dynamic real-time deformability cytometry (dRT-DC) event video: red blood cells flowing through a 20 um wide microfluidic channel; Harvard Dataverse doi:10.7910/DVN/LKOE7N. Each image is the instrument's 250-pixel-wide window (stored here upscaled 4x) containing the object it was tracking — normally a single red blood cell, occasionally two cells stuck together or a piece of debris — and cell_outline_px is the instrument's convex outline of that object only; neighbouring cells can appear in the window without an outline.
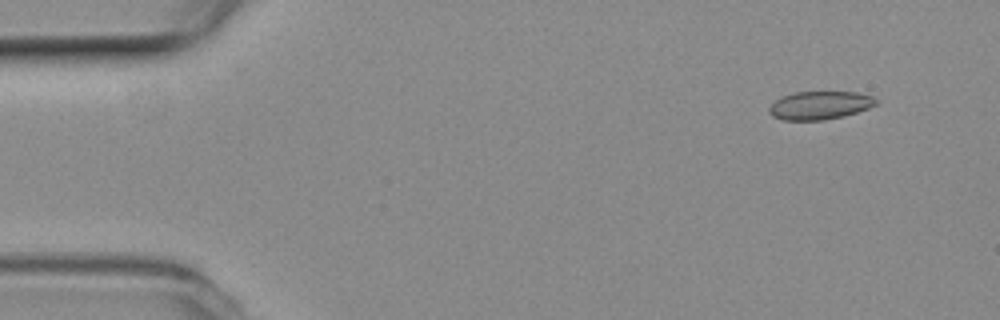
{"species": "common noctule bat (a hibernating species)", "species_latin": "Nyctalus noctula", "temperature_condition": "room temperature", "stored_images_in_passage": 54, "camera_frame_rate_fps": 3000, "um_per_image_px": 0.085, "animal": {"sex": "female", "body_mass_g": 19.3, "forearm_length_mm": 54.1}, "frame": {"image": 1, "passage_image": 5, "time_ms": 1.333, "image_size_px": [1000, 320], "cell_outline_px": [[876, 104], [868, 108], [844, 116], [824, 120], [780, 120], [772, 116], [768, 112], [768, 108], [780, 96], [796, 92], [856, 92], [872, 96], [876, 100]], "centroid_in_image_um": [69.63, 8.96], "position_along_channel_um": 15.4, "area_um2": 17.57}}
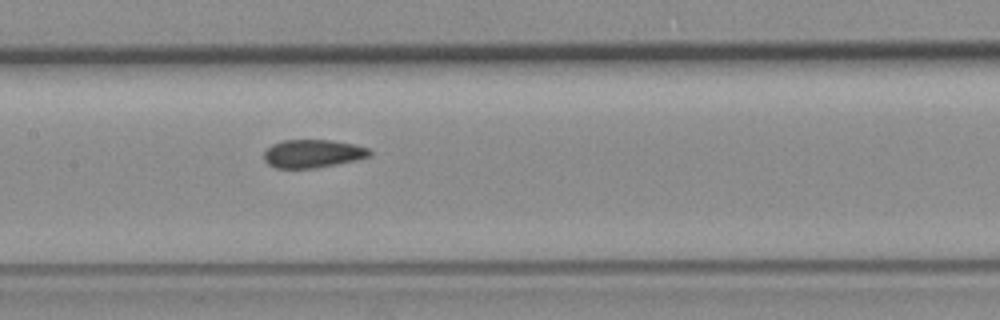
{"frame": {"image": 2, "passage_image": 26, "time_ms": 8.333, "image_size_px": [1000, 320], "cell_outline_px": [[372, 156], [356, 160], [316, 168], [276, 168], [268, 164], [264, 160], [264, 152], [272, 144], [284, 140], [332, 140], [352, 144], [368, 148], [372, 152]], "centroid_in_image_um": [26.59, 13.06], "position_along_channel_um": 180.8, "area_um2": 17.34}}
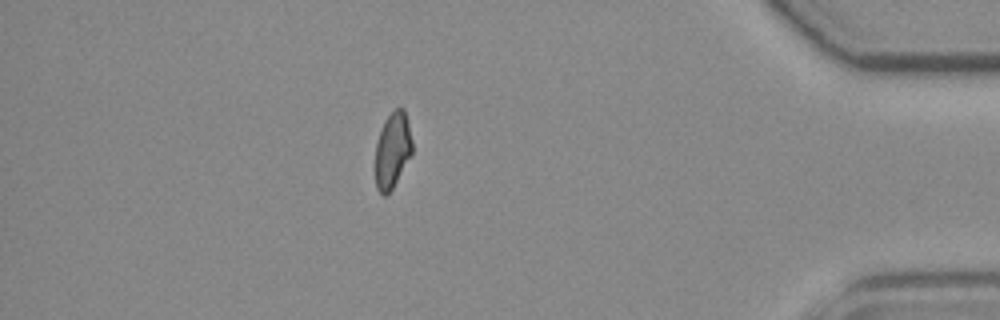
{"frame": {"image": 3, "passage_image": 47, "time_ms": 15.333, "image_size_px": [1000, 320], "cell_outline_px": [[412, 152], [392, 188], [384, 196], [376, 188], [376, 144], [384, 120], [396, 108], [404, 108], [412, 140]], "centroid_in_image_um": [33.36, 12.74], "position_along_channel_um": 401.8, "area_um2": 15.84}, "authors_computed_cell_mechanics": {"area_um2": 17.7735, "velocity_mm_per_s": 3.8307, "shape_relaxation_time_tau1_ms": null, "shape_relaxation_time_tau2_ms": 1.6583, "deformation_change_tau1": null, "deformation_change_tau2": 0.0537}}